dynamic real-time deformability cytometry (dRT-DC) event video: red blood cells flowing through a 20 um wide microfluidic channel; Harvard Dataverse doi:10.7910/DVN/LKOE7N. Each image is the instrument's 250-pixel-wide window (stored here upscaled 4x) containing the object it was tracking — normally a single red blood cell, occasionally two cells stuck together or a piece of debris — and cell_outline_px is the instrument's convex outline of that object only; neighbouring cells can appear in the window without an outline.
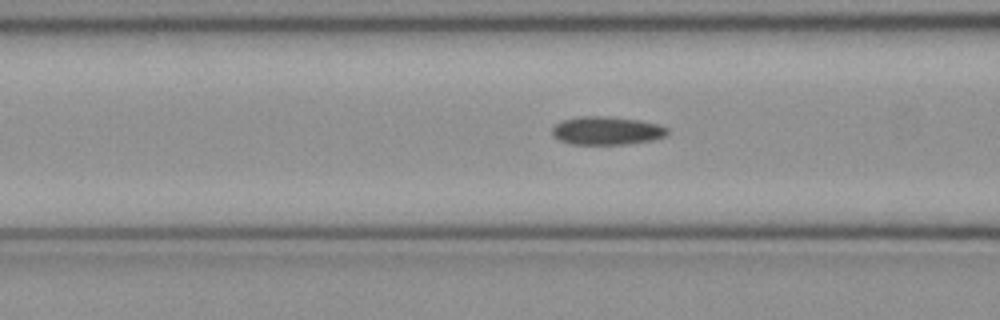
{"species": "common noctule bat (a hibernating species)", "species_latin": "Nyctalus noctula", "temperature_condition": "cold", "stored_images_in_passage": 51, "camera_frame_rate_fps": 3000, "um_per_image_px": 0.085, "animal": {"sex": "female", "body_mass_g": 21.9}, "frame": {"image": 1, "passage_image": 20, "time_ms": 6.333, "image_size_px": [1000, 320], "cell_outline_px": [[668, 136], [656, 140], [628, 144], [572, 144], [560, 140], [552, 136], [552, 128], [556, 124], [564, 120], [584, 116], [600, 116], [640, 120], [660, 124], [668, 128]], "centroid_in_image_um": [51.64, 11.12], "position_along_channel_um": 115.0, "area_um2": 19.07}}
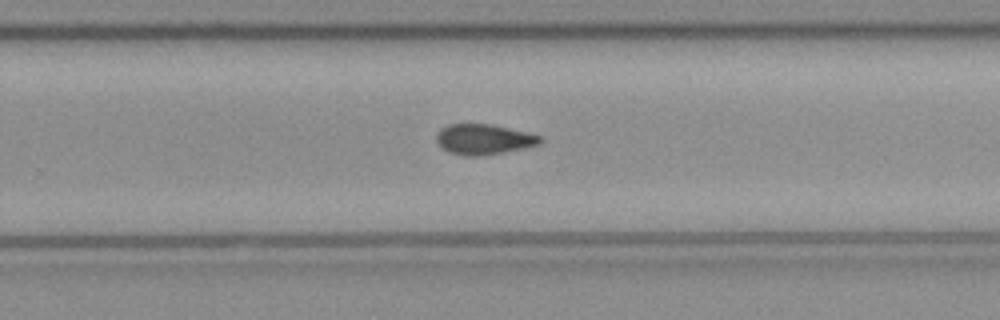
{"frame": {"image": 2, "passage_image": 33, "time_ms": 10.667, "image_size_px": [1000, 320], "cell_outline_px": [[544, 140], [540, 144], [504, 152], [480, 156], [464, 156], [448, 152], [436, 140], [436, 132], [440, 128], [448, 124], [488, 124], [524, 132], [540, 136]], "centroid_in_image_um": [41.07, 11.85], "position_along_channel_um": 288.7, "area_um2": 18.15}}
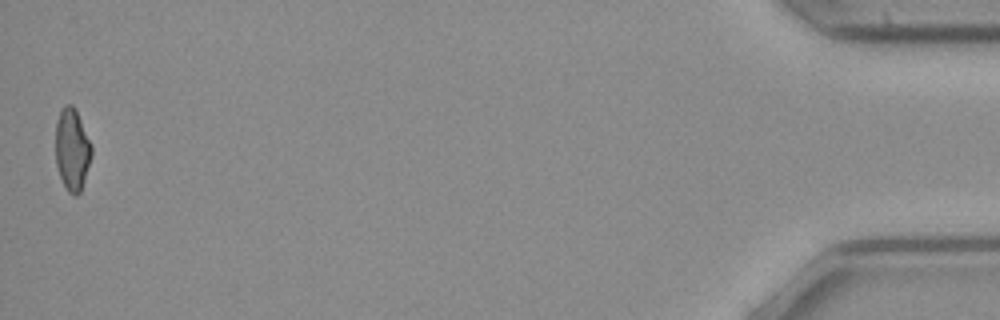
{"frame": {"image": 3, "passage_image": 51, "time_ms": 16.667, "image_size_px": [1000, 320], "cell_outline_px": [[92, 156], [80, 192], [76, 196], [72, 196], [68, 192], [60, 176], [56, 164], [56, 120], [60, 108], [64, 104], [72, 104], [76, 108], [92, 144]], "centroid_in_image_um": [6.14, 12.66], "position_along_channel_um": 429.1, "area_um2": 17.51}, "authors_computed_cell_mechanics": {"area_um2": 18.3804, "velocity_mm_per_s": 3.9972, "shape_relaxation_time_tau1_ms": null, "shape_relaxation_time_tau2_ms": 10.4452, "deformation_change_tau1": null, "deformation_change_tau2": 0.1871}}